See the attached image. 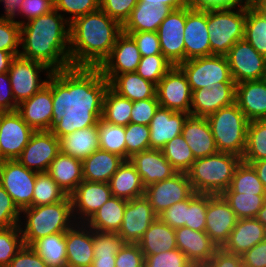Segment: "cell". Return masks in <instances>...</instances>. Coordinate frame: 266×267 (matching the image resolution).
Listing matches in <instances>:
<instances>
[{
  "label": "cell",
  "instance_id": "obj_1",
  "mask_svg": "<svg viewBox=\"0 0 266 267\" xmlns=\"http://www.w3.org/2000/svg\"><path fill=\"white\" fill-rule=\"evenodd\" d=\"M108 86L109 82L98 68L70 67L54 71L50 131L60 139L76 130L97 125Z\"/></svg>",
  "mask_w": 266,
  "mask_h": 267
},
{
  "label": "cell",
  "instance_id": "obj_2",
  "mask_svg": "<svg viewBox=\"0 0 266 267\" xmlns=\"http://www.w3.org/2000/svg\"><path fill=\"white\" fill-rule=\"evenodd\" d=\"M55 8L21 25L19 56L39 61L53 72L65 70L70 64V23Z\"/></svg>",
  "mask_w": 266,
  "mask_h": 267
},
{
  "label": "cell",
  "instance_id": "obj_3",
  "mask_svg": "<svg viewBox=\"0 0 266 267\" xmlns=\"http://www.w3.org/2000/svg\"><path fill=\"white\" fill-rule=\"evenodd\" d=\"M121 33L122 25L101 9L71 21V67L98 68Z\"/></svg>",
  "mask_w": 266,
  "mask_h": 267
},
{
  "label": "cell",
  "instance_id": "obj_4",
  "mask_svg": "<svg viewBox=\"0 0 266 267\" xmlns=\"http://www.w3.org/2000/svg\"><path fill=\"white\" fill-rule=\"evenodd\" d=\"M242 161L238 155L217 152L196 159L186 172L195 193L221 195L226 191L237 166Z\"/></svg>",
  "mask_w": 266,
  "mask_h": 267
},
{
  "label": "cell",
  "instance_id": "obj_5",
  "mask_svg": "<svg viewBox=\"0 0 266 267\" xmlns=\"http://www.w3.org/2000/svg\"><path fill=\"white\" fill-rule=\"evenodd\" d=\"M22 213L24 216L26 215V221H24L26 223L23 226V222L20 221L19 228L25 246H31L42 237L66 232L76 223L69 195L54 204L24 208L21 210Z\"/></svg>",
  "mask_w": 266,
  "mask_h": 267
},
{
  "label": "cell",
  "instance_id": "obj_6",
  "mask_svg": "<svg viewBox=\"0 0 266 267\" xmlns=\"http://www.w3.org/2000/svg\"><path fill=\"white\" fill-rule=\"evenodd\" d=\"M246 15L247 6L207 8L210 56H225L237 41L244 39Z\"/></svg>",
  "mask_w": 266,
  "mask_h": 267
},
{
  "label": "cell",
  "instance_id": "obj_7",
  "mask_svg": "<svg viewBox=\"0 0 266 267\" xmlns=\"http://www.w3.org/2000/svg\"><path fill=\"white\" fill-rule=\"evenodd\" d=\"M218 152L243 157L249 120L236 103L206 117Z\"/></svg>",
  "mask_w": 266,
  "mask_h": 267
},
{
  "label": "cell",
  "instance_id": "obj_8",
  "mask_svg": "<svg viewBox=\"0 0 266 267\" xmlns=\"http://www.w3.org/2000/svg\"><path fill=\"white\" fill-rule=\"evenodd\" d=\"M186 74L191 91L200 88H219L224 83H235L232 79L226 56L211 55L187 60L179 65Z\"/></svg>",
  "mask_w": 266,
  "mask_h": 267
},
{
  "label": "cell",
  "instance_id": "obj_9",
  "mask_svg": "<svg viewBox=\"0 0 266 267\" xmlns=\"http://www.w3.org/2000/svg\"><path fill=\"white\" fill-rule=\"evenodd\" d=\"M46 71V80H41L40 72ZM53 71L45 64L16 56L10 65L8 75L15 101L19 104L31 98L45 85ZM40 77V78H39Z\"/></svg>",
  "mask_w": 266,
  "mask_h": 267
},
{
  "label": "cell",
  "instance_id": "obj_10",
  "mask_svg": "<svg viewBox=\"0 0 266 267\" xmlns=\"http://www.w3.org/2000/svg\"><path fill=\"white\" fill-rule=\"evenodd\" d=\"M36 176L17 159L0 162V184L20 211L32 206Z\"/></svg>",
  "mask_w": 266,
  "mask_h": 267
},
{
  "label": "cell",
  "instance_id": "obj_11",
  "mask_svg": "<svg viewBox=\"0 0 266 267\" xmlns=\"http://www.w3.org/2000/svg\"><path fill=\"white\" fill-rule=\"evenodd\" d=\"M225 56L236 84L266 77V58L245 39L237 41Z\"/></svg>",
  "mask_w": 266,
  "mask_h": 267
},
{
  "label": "cell",
  "instance_id": "obj_12",
  "mask_svg": "<svg viewBox=\"0 0 266 267\" xmlns=\"http://www.w3.org/2000/svg\"><path fill=\"white\" fill-rule=\"evenodd\" d=\"M186 7L175 9L160 24L157 34L162 54L172 66L185 62L184 29Z\"/></svg>",
  "mask_w": 266,
  "mask_h": 267
},
{
  "label": "cell",
  "instance_id": "obj_13",
  "mask_svg": "<svg viewBox=\"0 0 266 267\" xmlns=\"http://www.w3.org/2000/svg\"><path fill=\"white\" fill-rule=\"evenodd\" d=\"M156 95L160 107L190 113L192 91L179 66H173L159 81Z\"/></svg>",
  "mask_w": 266,
  "mask_h": 267
},
{
  "label": "cell",
  "instance_id": "obj_14",
  "mask_svg": "<svg viewBox=\"0 0 266 267\" xmlns=\"http://www.w3.org/2000/svg\"><path fill=\"white\" fill-rule=\"evenodd\" d=\"M193 192L187 173L177 172L171 178L145 187L144 196L158 216L173 204L187 199Z\"/></svg>",
  "mask_w": 266,
  "mask_h": 267
},
{
  "label": "cell",
  "instance_id": "obj_15",
  "mask_svg": "<svg viewBox=\"0 0 266 267\" xmlns=\"http://www.w3.org/2000/svg\"><path fill=\"white\" fill-rule=\"evenodd\" d=\"M34 132L17 111L3 112L0 116L1 162L17 159Z\"/></svg>",
  "mask_w": 266,
  "mask_h": 267
},
{
  "label": "cell",
  "instance_id": "obj_16",
  "mask_svg": "<svg viewBox=\"0 0 266 267\" xmlns=\"http://www.w3.org/2000/svg\"><path fill=\"white\" fill-rule=\"evenodd\" d=\"M59 153V139L51 131H35L17 160L29 170L44 173Z\"/></svg>",
  "mask_w": 266,
  "mask_h": 267
},
{
  "label": "cell",
  "instance_id": "obj_17",
  "mask_svg": "<svg viewBox=\"0 0 266 267\" xmlns=\"http://www.w3.org/2000/svg\"><path fill=\"white\" fill-rule=\"evenodd\" d=\"M141 57L134 39L129 34L122 32L118 36L109 56L98 69L110 83L119 74L136 72Z\"/></svg>",
  "mask_w": 266,
  "mask_h": 267
},
{
  "label": "cell",
  "instance_id": "obj_18",
  "mask_svg": "<svg viewBox=\"0 0 266 267\" xmlns=\"http://www.w3.org/2000/svg\"><path fill=\"white\" fill-rule=\"evenodd\" d=\"M69 196L75 222L86 223L112 193L108 183L83 180Z\"/></svg>",
  "mask_w": 266,
  "mask_h": 267
},
{
  "label": "cell",
  "instance_id": "obj_19",
  "mask_svg": "<svg viewBox=\"0 0 266 267\" xmlns=\"http://www.w3.org/2000/svg\"><path fill=\"white\" fill-rule=\"evenodd\" d=\"M158 216L145 196L127 201L117 234L126 243H138Z\"/></svg>",
  "mask_w": 266,
  "mask_h": 267
},
{
  "label": "cell",
  "instance_id": "obj_20",
  "mask_svg": "<svg viewBox=\"0 0 266 267\" xmlns=\"http://www.w3.org/2000/svg\"><path fill=\"white\" fill-rule=\"evenodd\" d=\"M16 111L34 131H50L53 116L52 74L47 85L19 103Z\"/></svg>",
  "mask_w": 266,
  "mask_h": 267
},
{
  "label": "cell",
  "instance_id": "obj_21",
  "mask_svg": "<svg viewBox=\"0 0 266 267\" xmlns=\"http://www.w3.org/2000/svg\"><path fill=\"white\" fill-rule=\"evenodd\" d=\"M236 214L221 195L208 194L205 232L222 248L237 223Z\"/></svg>",
  "mask_w": 266,
  "mask_h": 267
},
{
  "label": "cell",
  "instance_id": "obj_22",
  "mask_svg": "<svg viewBox=\"0 0 266 267\" xmlns=\"http://www.w3.org/2000/svg\"><path fill=\"white\" fill-rule=\"evenodd\" d=\"M185 61L210 56L207 9L186 7L184 29Z\"/></svg>",
  "mask_w": 266,
  "mask_h": 267
},
{
  "label": "cell",
  "instance_id": "obj_23",
  "mask_svg": "<svg viewBox=\"0 0 266 267\" xmlns=\"http://www.w3.org/2000/svg\"><path fill=\"white\" fill-rule=\"evenodd\" d=\"M176 246L194 266H205L218 247L205 231L183 226L175 229Z\"/></svg>",
  "mask_w": 266,
  "mask_h": 267
},
{
  "label": "cell",
  "instance_id": "obj_24",
  "mask_svg": "<svg viewBox=\"0 0 266 267\" xmlns=\"http://www.w3.org/2000/svg\"><path fill=\"white\" fill-rule=\"evenodd\" d=\"M65 241L67 267H91L94 260L93 230L86 223H75L65 232Z\"/></svg>",
  "mask_w": 266,
  "mask_h": 267
},
{
  "label": "cell",
  "instance_id": "obj_25",
  "mask_svg": "<svg viewBox=\"0 0 266 267\" xmlns=\"http://www.w3.org/2000/svg\"><path fill=\"white\" fill-rule=\"evenodd\" d=\"M187 114L159 107L149 123L150 149L161 150L167 142L181 135Z\"/></svg>",
  "mask_w": 266,
  "mask_h": 267
},
{
  "label": "cell",
  "instance_id": "obj_26",
  "mask_svg": "<svg viewBox=\"0 0 266 267\" xmlns=\"http://www.w3.org/2000/svg\"><path fill=\"white\" fill-rule=\"evenodd\" d=\"M181 135L190 146L195 159L218 152L206 116L188 113Z\"/></svg>",
  "mask_w": 266,
  "mask_h": 267
},
{
  "label": "cell",
  "instance_id": "obj_27",
  "mask_svg": "<svg viewBox=\"0 0 266 267\" xmlns=\"http://www.w3.org/2000/svg\"><path fill=\"white\" fill-rule=\"evenodd\" d=\"M129 160L139 173L144 187L171 178L177 173L161 150L142 151L134 154Z\"/></svg>",
  "mask_w": 266,
  "mask_h": 267
},
{
  "label": "cell",
  "instance_id": "obj_28",
  "mask_svg": "<svg viewBox=\"0 0 266 267\" xmlns=\"http://www.w3.org/2000/svg\"><path fill=\"white\" fill-rule=\"evenodd\" d=\"M236 83H224L220 88H200L192 91L190 113L209 116L221 108L235 103Z\"/></svg>",
  "mask_w": 266,
  "mask_h": 267
},
{
  "label": "cell",
  "instance_id": "obj_29",
  "mask_svg": "<svg viewBox=\"0 0 266 267\" xmlns=\"http://www.w3.org/2000/svg\"><path fill=\"white\" fill-rule=\"evenodd\" d=\"M235 103L249 121L266 119V79L237 83Z\"/></svg>",
  "mask_w": 266,
  "mask_h": 267
},
{
  "label": "cell",
  "instance_id": "obj_30",
  "mask_svg": "<svg viewBox=\"0 0 266 267\" xmlns=\"http://www.w3.org/2000/svg\"><path fill=\"white\" fill-rule=\"evenodd\" d=\"M172 10L163 3H137L122 25V32H157Z\"/></svg>",
  "mask_w": 266,
  "mask_h": 267
},
{
  "label": "cell",
  "instance_id": "obj_31",
  "mask_svg": "<svg viewBox=\"0 0 266 267\" xmlns=\"http://www.w3.org/2000/svg\"><path fill=\"white\" fill-rule=\"evenodd\" d=\"M266 239V228L256 218H241L222 247L225 251L243 255L256 244Z\"/></svg>",
  "mask_w": 266,
  "mask_h": 267
},
{
  "label": "cell",
  "instance_id": "obj_32",
  "mask_svg": "<svg viewBox=\"0 0 266 267\" xmlns=\"http://www.w3.org/2000/svg\"><path fill=\"white\" fill-rule=\"evenodd\" d=\"M47 173L67 195H70L84 180L82 160L61 152L51 162Z\"/></svg>",
  "mask_w": 266,
  "mask_h": 267
},
{
  "label": "cell",
  "instance_id": "obj_33",
  "mask_svg": "<svg viewBox=\"0 0 266 267\" xmlns=\"http://www.w3.org/2000/svg\"><path fill=\"white\" fill-rule=\"evenodd\" d=\"M123 161L124 159L117 154L96 150L82 160L83 179L108 183Z\"/></svg>",
  "mask_w": 266,
  "mask_h": 267
},
{
  "label": "cell",
  "instance_id": "obj_34",
  "mask_svg": "<svg viewBox=\"0 0 266 267\" xmlns=\"http://www.w3.org/2000/svg\"><path fill=\"white\" fill-rule=\"evenodd\" d=\"M112 196L132 200L144 196L145 187L130 160H124L108 182Z\"/></svg>",
  "mask_w": 266,
  "mask_h": 267
},
{
  "label": "cell",
  "instance_id": "obj_35",
  "mask_svg": "<svg viewBox=\"0 0 266 267\" xmlns=\"http://www.w3.org/2000/svg\"><path fill=\"white\" fill-rule=\"evenodd\" d=\"M60 152L83 160L99 150L98 126H90L67 134L59 139Z\"/></svg>",
  "mask_w": 266,
  "mask_h": 267
},
{
  "label": "cell",
  "instance_id": "obj_36",
  "mask_svg": "<svg viewBox=\"0 0 266 267\" xmlns=\"http://www.w3.org/2000/svg\"><path fill=\"white\" fill-rule=\"evenodd\" d=\"M138 244L144 258L148 255L159 254L162 251L167 252L177 249L175 229L157 217L145 231Z\"/></svg>",
  "mask_w": 266,
  "mask_h": 267
},
{
  "label": "cell",
  "instance_id": "obj_37",
  "mask_svg": "<svg viewBox=\"0 0 266 267\" xmlns=\"http://www.w3.org/2000/svg\"><path fill=\"white\" fill-rule=\"evenodd\" d=\"M109 86L120 96L125 97L132 102L157 98V86L142 78L136 72L117 75L109 83Z\"/></svg>",
  "mask_w": 266,
  "mask_h": 267
},
{
  "label": "cell",
  "instance_id": "obj_38",
  "mask_svg": "<svg viewBox=\"0 0 266 267\" xmlns=\"http://www.w3.org/2000/svg\"><path fill=\"white\" fill-rule=\"evenodd\" d=\"M128 200L111 196L86 222L92 229L117 233L121 227Z\"/></svg>",
  "mask_w": 266,
  "mask_h": 267
},
{
  "label": "cell",
  "instance_id": "obj_39",
  "mask_svg": "<svg viewBox=\"0 0 266 267\" xmlns=\"http://www.w3.org/2000/svg\"><path fill=\"white\" fill-rule=\"evenodd\" d=\"M31 248L48 267H67L65 232L42 237L35 241Z\"/></svg>",
  "mask_w": 266,
  "mask_h": 267
},
{
  "label": "cell",
  "instance_id": "obj_40",
  "mask_svg": "<svg viewBox=\"0 0 266 267\" xmlns=\"http://www.w3.org/2000/svg\"><path fill=\"white\" fill-rule=\"evenodd\" d=\"M133 102L120 96L110 86L103 98L102 119L119 126L126 127L130 123Z\"/></svg>",
  "mask_w": 266,
  "mask_h": 267
},
{
  "label": "cell",
  "instance_id": "obj_41",
  "mask_svg": "<svg viewBox=\"0 0 266 267\" xmlns=\"http://www.w3.org/2000/svg\"><path fill=\"white\" fill-rule=\"evenodd\" d=\"M223 193L266 195V189L253 166L241 161L235 170L230 187Z\"/></svg>",
  "mask_w": 266,
  "mask_h": 267
},
{
  "label": "cell",
  "instance_id": "obj_42",
  "mask_svg": "<svg viewBox=\"0 0 266 267\" xmlns=\"http://www.w3.org/2000/svg\"><path fill=\"white\" fill-rule=\"evenodd\" d=\"M244 39L266 58V17L251 3L247 5Z\"/></svg>",
  "mask_w": 266,
  "mask_h": 267
},
{
  "label": "cell",
  "instance_id": "obj_43",
  "mask_svg": "<svg viewBox=\"0 0 266 267\" xmlns=\"http://www.w3.org/2000/svg\"><path fill=\"white\" fill-rule=\"evenodd\" d=\"M266 159V119L249 121L243 162Z\"/></svg>",
  "mask_w": 266,
  "mask_h": 267
},
{
  "label": "cell",
  "instance_id": "obj_44",
  "mask_svg": "<svg viewBox=\"0 0 266 267\" xmlns=\"http://www.w3.org/2000/svg\"><path fill=\"white\" fill-rule=\"evenodd\" d=\"M99 147L126 160L125 127L98 120Z\"/></svg>",
  "mask_w": 266,
  "mask_h": 267
},
{
  "label": "cell",
  "instance_id": "obj_45",
  "mask_svg": "<svg viewBox=\"0 0 266 267\" xmlns=\"http://www.w3.org/2000/svg\"><path fill=\"white\" fill-rule=\"evenodd\" d=\"M68 195L47 173H37L32 206L50 205L64 200Z\"/></svg>",
  "mask_w": 266,
  "mask_h": 267
},
{
  "label": "cell",
  "instance_id": "obj_46",
  "mask_svg": "<svg viewBox=\"0 0 266 267\" xmlns=\"http://www.w3.org/2000/svg\"><path fill=\"white\" fill-rule=\"evenodd\" d=\"M165 158L177 172L186 173L196 160L182 135L174 137L161 149Z\"/></svg>",
  "mask_w": 266,
  "mask_h": 267
},
{
  "label": "cell",
  "instance_id": "obj_47",
  "mask_svg": "<svg viewBox=\"0 0 266 267\" xmlns=\"http://www.w3.org/2000/svg\"><path fill=\"white\" fill-rule=\"evenodd\" d=\"M221 196L234 211L238 219L256 218L266 201V195L222 193Z\"/></svg>",
  "mask_w": 266,
  "mask_h": 267
},
{
  "label": "cell",
  "instance_id": "obj_48",
  "mask_svg": "<svg viewBox=\"0 0 266 267\" xmlns=\"http://www.w3.org/2000/svg\"><path fill=\"white\" fill-rule=\"evenodd\" d=\"M172 67L163 54H155L141 57L136 73L157 86Z\"/></svg>",
  "mask_w": 266,
  "mask_h": 267
},
{
  "label": "cell",
  "instance_id": "obj_49",
  "mask_svg": "<svg viewBox=\"0 0 266 267\" xmlns=\"http://www.w3.org/2000/svg\"><path fill=\"white\" fill-rule=\"evenodd\" d=\"M126 160L150 149V129L147 125L129 123L125 127Z\"/></svg>",
  "mask_w": 266,
  "mask_h": 267
},
{
  "label": "cell",
  "instance_id": "obj_50",
  "mask_svg": "<svg viewBox=\"0 0 266 267\" xmlns=\"http://www.w3.org/2000/svg\"><path fill=\"white\" fill-rule=\"evenodd\" d=\"M23 246L19 226L0 229V267H7Z\"/></svg>",
  "mask_w": 266,
  "mask_h": 267
},
{
  "label": "cell",
  "instance_id": "obj_51",
  "mask_svg": "<svg viewBox=\"0 0 266 267\" xmlns=\"http://www.w3.org/2000/svg\"><path fill=\"white\" fill-rule=\"evenodd\" d=\"M207 204L208 194L193 192L187 198L186 227L192 230L205 231Z\"/></svg>",
  "mask_w": 266,
  "mask_h": 267
},
{
  "label": "cell",
  "instance_id": "obj_52",
  "mask_svg": "<svg viewBox=\"0 0 266 267\" xmlns=\"http://www.w3.org/2000/svg\"><path fill=\"white\" fill-rule=\"evenodd\" d=\"M20 40L21 25L16 20L0 18V50L8 51L15 57L19 56Z\"/></svg>",
  "mask_w": 266,
  "mask_h": 267
},
{
  "label": "cell",
  "instance_id": "obj_53",
  "mask_svg": "<svg viewBox=\"0 0 266 267\" xmlns=\"http://www.w3.org/2000/svg\"><path fill=\"white\" fill-rule=\"evenodd\" d=\"M144 267H194L179 249H173L144 258Z\"/></svg>",
  "mask_w": 266,
  "mask_h": 267
},
{
  "label": "cell",
  "instance_id": "obj_54",
  "mask_svg": "<svg viewBox=\"0 0 266 267\" xmlns=\"http://www.w3.org/2000/svg\"><path fill=\"white\" fill-rule=\"evenodd\" d=\"M54 8L59 13L66 12L70 14L67 21L71 23L78 17L99 10L100 0H58Z\"/></svg>",
  "mask_w": 266,
  "mask_h": 267
},
{
  "label": "cell",
  "instance_id": "obj_55",
  "mask_svg": "<svg viewBox=\"0 0 266 267\" xmlns=\"http://www.w3.org/2000/svg\"><path fill=\"white\" fill-rule=\"evenodd\" d=\"M93 243L94 254L116 255L126 242L117 233L93 230Z\"/></svg>",
  "mask_w": 266,
  "mask_h": 267
},
{
  "label": "cell",
  "instance_id": "obj_56",
  "mask_svg": "<svg viewBox=\"0 0 266 267\" xmlns=\"http://www.w3.org/2000/svg\"><path fill=\"white\" fill-rule=\"evenodd\" d=\"M21 211L0 184V229L19 226Z\"/></svg>",
  "mask_w": 266,
  "mask_h": 267
},
{
  "label": "cell",
  "instance_id": "obj_57",
  "mask_svg": "<svg viewBox=\"0 0 266 267\" xmlns=\"http://www.w3.org/2000/svg\"><path fill=\"white\" fill-rule=\"evenodd\" d=\"M137 3L138 0H100V9L123 25Z\"/></svg>",
  "mask_w": 266,
  "mask_h": 267
},
{
  "label": "cell",
  "instance_id": "obj_58",
  "mask_svg": "<svg viewBox=\"0 0 266 267\" xmlns=\"http://www.w3.org/2000/svg\"><path fill=\"white\" fill-rule=\"evenodd\" d=\"M159 107L158 98H149L133 102L130 123L149 126V123Z\"/></svg>",
  "mask_w": 266,
  "mask_h": 267
},
{
  "label": "cell",
  "instance_id": "obj_59",
  "mask_svg": "<svg viewBox=\"0 0 266 267\" xmlns=\"http://www.w3.org/2000/svg\"><path fill=\"white\" fill-rule=\"evenodd\" d=\"M129 34L137 44L142 57L162 54L157 32H124Z\"/></svg>",
  "mask_w": 266,
  "mask_h": 267
},
{
  "label": "cell",
  "instance_id": "obj_60",
  "mask_svg": "<svg viewBox=\"0 0 266 267\" xmlns=\"http://www.w3.org/2000/svg\"><path fill=\"white\" fill-rule=\"evenodd\" d=\"M115 267H144V255L138 243H125L116 254Z\"/></svg>",
  "mask_w": 266,
  "mask_h": 267
},
{
  "label": "cell",
  "instance_id": "obj_61",
  "mask_svg": "<svg viewBox=\"0 0 266 267\" xmlns=\"http://www.w3.org/2000/svg\"><path fill=\"white\" fill-rule=\"evenodd\" d=\"M158 218L173 229L185 226L187 221V199L173 204L159 214Z\"/></svg>",
  "mask_w": 266,
  "mask_h": 267
},
{
  "label": "cell",
  "instance_id": "obj_62",
  "mask_svg": "<svg viewBox=\"0 0 266 267\" xmlns=\"http://www.w3.org/2000/svg\"><path fill=\"white\" fill-rule=\"evenodd\" d=\"M7 267H48V265L31 246L24 245Z\"/></svg>",
  "mask_w": 266,
  "mask_h": 267
},
{
  "label": "cell",
  "instance_id": "obj_63",
  "mask_svg": "<svg viewBox=\"0 0 266 267\" xmlns=\"http://www.w3.org/2000/svg\"><path fill=\"white\" fill-rule=\"evenodd\" d=\"M54 6L46 0H24L20 5V16L29 21L43 14L49 13Z\"/></svg>",
  "mask_w": 266,
  "mask_h": 267
},
{
  "label": "cell",
  "instance_id": "obj_64",
  "mask_svg": "<svg viewBox=\"0 0 266 267\" xmlns=\"http://www.w3.org/2000/svg\"><path fill=\"white\" fill-rule=\"evenodd\" d=\"M18 103L12 93L8 72L0 74V109L6 111H16Z\"/></svg>",
  "mask_w": 266,
  "mask_h": 267
},
{
  "label": "cell",
  "instance_id": "obj_65",
  "mask_svg": "<svg viewBox=\"0 0 266 267\" xmlns=\"http://www.w3.org/2000/svg\"><path fill=\"white\" fill-rule=\"evenodd\" d=\"M205 267H244L241 255L218 248Z\"/></svg>",
  "mask_w": 266,
  "mask_h": 267
},
{
  "label": "cell",
  "instance_id": "obj_66",
  "mask_svg": "<svg viewBox=\"0 0 266 267\" xmlns=\"http://www.w3.org/2000/svg\"><path fill=\"white\" fill-rule=\"evenodd\" d=\"M241 256L244 267H266V239Z\"/></svg>",
  "mask_w": 266,
  "mask_h": 267
},
{
  "label": "cell",
  "instance_id": "obj_67",
  "mask_svg": "<svg viewBox=\"0 0 266 267\" xmlns=\"http://www.w3.org/2000/svg\"><path fill=\"white\" fill-rule=\"evenodd\" d=\"M250 4V0H189V6L194 9L243 7Z\"/></svg>",
  "mask_w": 266,
  "mask_h": 267
},
{
  "label": "cell",
  "instance_id": "obj_68",
  "mask_svg": "<svg viewBox=\"0 0 266 267\" xmlns=\"http://www.w3.org/2000/svg\"><path fill=\"white\" fill-rule=\"evenodd\" d=\"M24 0H0L4 2L3 4L5 13L0 16V18L13 19L15 20V15L17 16L20 12V5Z\"/></svg>",
  "mask_w": 266,
  "mask_h": 267
},
{
  "label": "cell",
  "instance_id": "obj_69",
  "mask_svg": "<svg viewBox=\"0 0 266 267\" xmlns=\"http://www.w3.org/2000/svg\"><path fill=\"white\" fill-rule=\"evenodd\" d=\"M116 255L94 254L91 267H115Z\"/></svg>",
  "mask_w": 266,
  "mask_h": 267
},
{
  "label": "cell",
  "instance_id": "obj_70",
  "mask_svg": "<svg viewBox=\"0 0 266 267\" xmlns=\"http://www.w3.org/2000/svg\"><path fill=\"white\" fill-rule=\"evenodd\" d=\"M138 3H163L173 10L189 6V0H138Z\"/></svg>",
  "mask_w": 266,
  "mask_h": 267
},
{
  "label": "cell",
  "instance_id": "obj_71",
  "mask_svg": "<svg viewBox=\"0 0 266 267\" xmlns=\"http://www.w3.org/2000/svg\"><path fill=\"white\" fill-rule=\"evenodd\" d=\"M246 163H249L253 166V168L257 172L258 178L261 180L264 188L266 189V159Z\"/></svg>",
  "mask_w": 266,
  "mask_h": 267
},
{
  "label": "cell",
  "instance_id": "obj_72",
  "mask_svg": "<svg viewBox=\"0 0 266 267\" xmlns=\"http://www.w3.org/2000/svg\"><path fill=\"white\" fill-rule=\"evenodd\" d=\"M15 56L4 50H0V74L8 72L10 65Z\"/></svg>",
  "mask_w": 266,
  "mask_h": 267
},
{
  "label": "cell",
  "instance_id": "obj_73",
  "mask_svg": "<svg viewBox=\"0 0 266 267\" xmlns=\"http://www.w3.org/2000/svg\"><path fill=\"white\" fill-rule=\"evenodd\" d=\"M251 5L266 17V0H250Z\"/></svg>",
  "mask_w": 266,
  "mask_h": 267
},
{
  "label": "cell",
  "instance_id": "obj_74",
  "mask_svg": "<svg viewBox=\"0 0 266 267\" xmlns=\"http://www.w3.org/2000/svg\"><path fill=\"white\" fill-rule=\"evenodd\" d=\"M256 219L263 224V226L266 228V201L263 205V207L259 210Z\"/></svg>",
  "mask_w": 266,
  "mask_h": 267
},
{
  "label": "cell",
  "instance_id": "obj_75",
  "mask_svg": "<svg viewBox=\"0 0 266 267\" xmlns=\"http://www.w3.org/2000/svg\"><path fill=\"white\" fill-rule=\"evenodd\" d=\"M46 1H48V2L51 3L53 6H55L58 0H46Z\"/></svg>",
  "mask_w": 266,
  "mask_h": 267
}]
</instances>
